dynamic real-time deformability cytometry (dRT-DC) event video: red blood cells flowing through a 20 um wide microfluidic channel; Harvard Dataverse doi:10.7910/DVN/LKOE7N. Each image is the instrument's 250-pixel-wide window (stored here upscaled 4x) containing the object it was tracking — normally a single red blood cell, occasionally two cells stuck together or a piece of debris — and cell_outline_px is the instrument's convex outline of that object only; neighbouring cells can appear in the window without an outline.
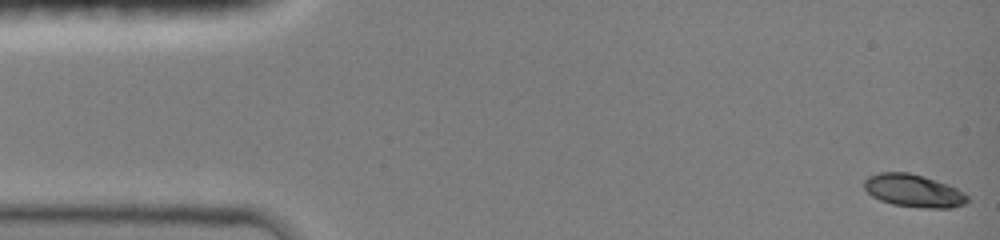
{"species": "common noctule bat (a hibernating species)", "species_latin": "Nyctalus noctula", "temperature_condition": "room temperature", "stored_images_in_passage": 47, "camera_frame_rate_fps": 3000, "um_per_image_px": 0.085, "animal": {"sex": "female", "body_mass_g": 19.0, "forearm_length_mm": 51.5}, "frame": {"image": 1, "passage_image": 1, "time_ms": 0.0, "image_size_px": [1000, 240], "cell_outline_px": [[968, 200], [964, 204], [952, 208], [920, 208], [892, 204], [880, 200], [872, 196], [864, 188], [864, 180], [868, 176], [880, 172], [908, 172], [924, 176], [948, 184], [964, 192], [968, 196]], "centroid_in_image_um": [77.65, 16.21], "position_along_channel_um": 7.3, "area_um2": 19.83}}
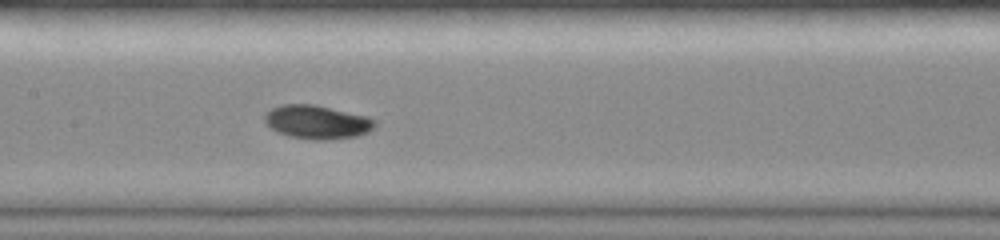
{"frame": {"image": 2, "passage_image": 23, "time_ms": 7.333, "image_size_px": [1000, 240], "cell_outline_px": [[376, 124], [368, 132], [356, 136], [324, 140], [316, 140], [288, 136], [272, 128], [264, 120], [264, 116], [272, 108], [280, 104], [316, 104], [368, 116], [376, 120]], "centroid_in_image_um": [26.98, 10.36], "position_along_channel_um": 180.4, "area_um2": 21.56}}
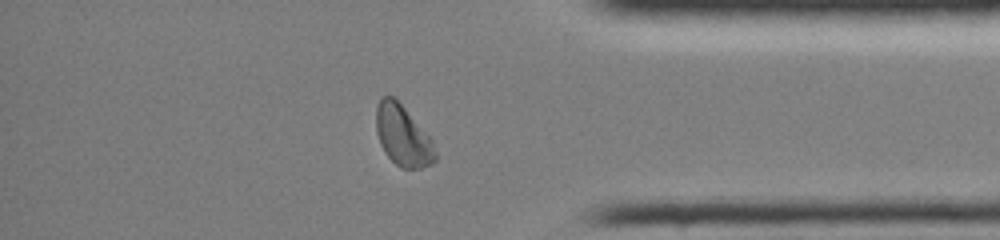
{"frame": {"image": 3, "passage_image": 40, "time_ms": 13.0, "image_size_px": [1000, 240], "cell_outline_px": [[436, 160], [420, 168], [400, 168], [384, 152], [380, 144], [376, 132], [376, 108], [380, 100], [384, 96], [392, 96], [404, 108], [432, 140], [436, 152]], "centroid_in_image_um": [34.22, 11.56], "position_along_channel_um": 401.0, "area_um2": 20.46}, "authors_computed_cell_mechanics": {"area_um2": 20.5768, "velocity_mm_per_s": 4.0311, "shape_relaxation_time_tau1_ms": 2.9156, "shape_relaxation_time_tau2_ms": 2.9337, "deformation_change_tau1": 0.1462, "deformation_change_tau2": 0.0385}}